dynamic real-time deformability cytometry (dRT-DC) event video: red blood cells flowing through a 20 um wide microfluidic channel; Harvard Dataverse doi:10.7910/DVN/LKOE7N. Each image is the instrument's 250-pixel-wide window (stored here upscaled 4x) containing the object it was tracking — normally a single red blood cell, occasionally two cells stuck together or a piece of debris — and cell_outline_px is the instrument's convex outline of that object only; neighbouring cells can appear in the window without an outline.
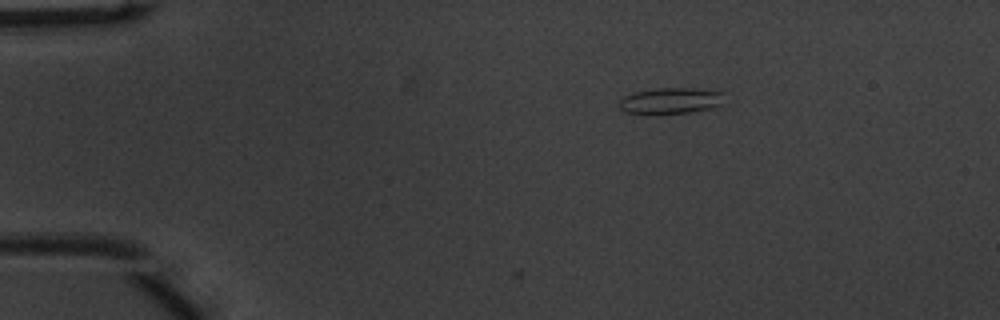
{"species": "common noctule bat (a hibernating species)", "species_latin": "Nyctalus noctula", "temperature_condition": "warm", "stored_images_in_passage": 3, "camera_frame_rate_fps": 3000, "um_per_image_px": 0.085, "animal": {"sex": "male", "body_mass_g": 20.1, "forearm_length_mm": 53.5}, "frame": {"image": 1, "passage_image": 1, "time_ms": 0.0, "image_size_px": [1000, 320], "cell_outline_px": [[724, 92], [720, 104], [712, 108], [688, 112], [624, 112], [620, 108], [620, 100], [624, 96], [636, 92], [656, 88], [688, 88]], "centroid_in_image_um": [57.01, 8.53], "position_along_channel_um": 28.0, "area_um2": 15.26}}